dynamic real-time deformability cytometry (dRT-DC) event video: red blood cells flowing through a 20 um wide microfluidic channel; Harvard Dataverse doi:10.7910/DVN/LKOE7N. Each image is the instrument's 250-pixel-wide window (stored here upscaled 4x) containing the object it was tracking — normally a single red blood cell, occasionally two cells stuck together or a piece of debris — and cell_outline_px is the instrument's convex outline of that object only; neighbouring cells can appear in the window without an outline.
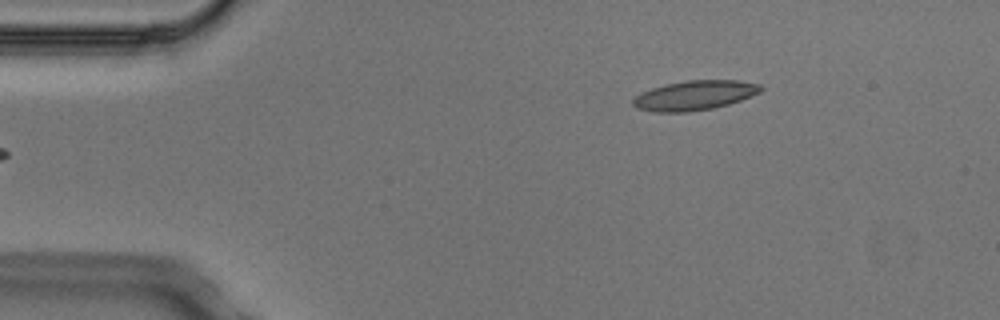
{"species": "Egyptian fruit bat (a non-hibernating species)", "species_latin": "Rousettus aegyptiacus", "temperature_condition": "cold", "stored_images_in_passage": 3, "camera_frame_rate_fps": 3000, "um_per_image_px": 0.085, "animal": {"sex": "male"}, "frame": {"image": 1, "passage_image": 2, "time_ms": 0.333, "image_size_px": [1000, 320], "cell_outline_px": [[764, 88], [760, 92], [740, 100], [728, 104], [712, 108], [688, 112], [652, 112], [636, 108], [632, 104], [632, 100], [640, 92], [664, 84], [688, 80], [740, 80], [760, 84]], "centroid_in_image_um": [59.02, 8.1], "position_along_channel_um": 26.0, "area_um2": 22.14}}